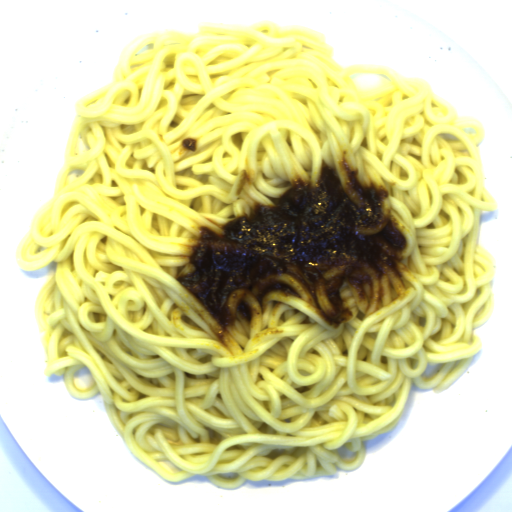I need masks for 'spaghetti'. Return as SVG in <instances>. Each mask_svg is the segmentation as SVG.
Instances as JSON below:
<instances>
[{"label":"spaghetti","instance_id":"obj_1","mask_svg":"<svg viewBox=\"0 0 512 512\" xmlns=\"http://www.w3.org/2000/svg\"><path fill=\"white\" fill-rule=\"evenodd\" d=\"M199 25L137 43L76 103L66 162L16 263L54 269L37 295L46 375L99 394L131 453L163 480L218 488L338 478L392 430L413 384L445 390L481 352L495 263L479 244L484 130L413 79L333 61L316 34ZM389 190L406 228V297L338 328L286 298L282 334L237 317L229 354L176 283L198 226L276 204L342 150ZM343 182V180H342ZM206 217V218H204ZM336 465V467H335Z\"/></svg>","mask_w":512,"mask_h":512}]
</instances>
